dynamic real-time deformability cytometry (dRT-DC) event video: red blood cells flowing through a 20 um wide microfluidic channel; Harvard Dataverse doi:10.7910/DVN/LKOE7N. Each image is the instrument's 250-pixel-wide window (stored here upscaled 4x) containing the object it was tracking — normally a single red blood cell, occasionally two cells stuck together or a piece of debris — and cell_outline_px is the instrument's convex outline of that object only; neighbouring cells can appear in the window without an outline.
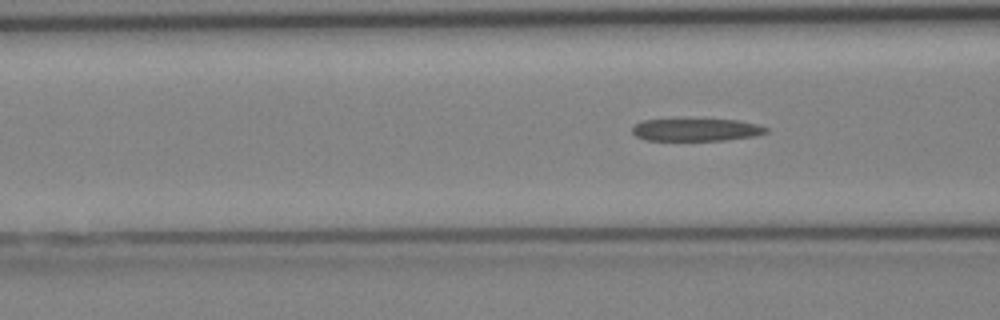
{"species": "Egyptian fruit bat (a non-hibernating species)", "species_latin": "Rousettus aegyptiacus", "temperature_condition": "cold", "stored_images_in_passage": 6, "segment_of_instrument_passage": [2, 2], "camera_frame_rate_fps": 3000, "um_per_image_px": 0.085, "animal": {"sex": "female"}, "frame": {"image": 1, "passage_image": 6, "time_ms": 5.667, "image_size_px": [1000, 320], "cell_outline_px": [[768, 132], [756, 136], [728, 140], [648, 140], [636, 136], [632, 132], [632, 128], [636, 124], [644, 120], [736, 120], [756, 124], [768, 128]], "centroid_in_image_um": [59.22, 11.04], "position_along_channel_um": 107.4, "area_um2": 17.28}}